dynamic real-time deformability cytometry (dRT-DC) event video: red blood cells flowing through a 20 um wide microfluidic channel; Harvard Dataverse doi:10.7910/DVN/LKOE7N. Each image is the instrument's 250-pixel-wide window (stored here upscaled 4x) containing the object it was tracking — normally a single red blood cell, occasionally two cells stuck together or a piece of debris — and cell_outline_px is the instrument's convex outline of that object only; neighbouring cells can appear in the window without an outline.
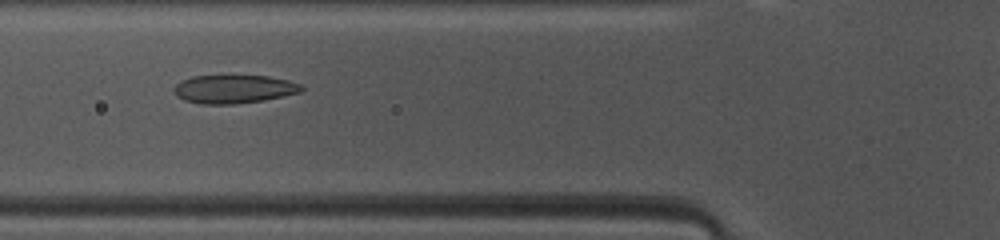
{"species": "common noctule bat (a hibernating species)", "species_latin": "Nyctalus noctula", "temperature_condition": "warm", "stored_images_in_passage": 46, "camera_frame_rate_fps": 3000, "um_per_image_px": 0.085, "animal": {"sex": "female", "body_mass_g": 10.0, "forearm_length_mm": 53.1}, "frame": {"image": 1, "passage_image": 15, "time_ms": 4.667, "image_size_px": [1000, 240], "cell_outline_px": [[304, 88], [300, 92], [264, 100], [232, 104], [200, 104], [184, 100], [176, 96], [172, 88], [176, 84], [192, 76], [268, 76], [288, 80], [300, 84]], "centroid_in_image_um": [19.85, 7.58], "position_along_channel_um": 105.9, "area_um2": 20.98}}
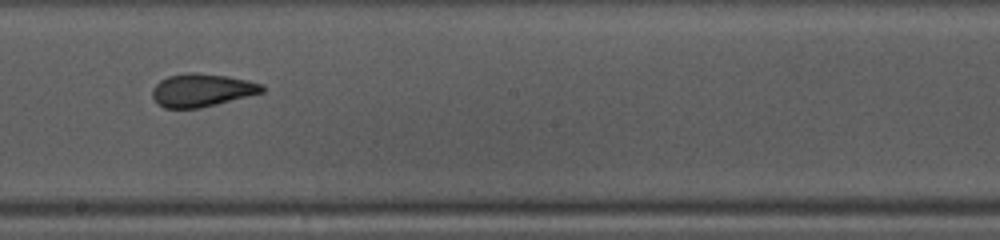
{"frame": {"image": 2, "passage_image": 24, "time_ms": 7.667, "image_size_px": [1000, 240], "cell_outline_px": [[264, 92], [200, 108], [164, 108], [156, 104], [152, 96], [152, 88], [160, 80], [168, 76], [188, 72], [196, 72], [228, 76], [248, 80], [264, 84]], "centroid_in_image_um": [17.14, 7.66], "position_along_channel_um": 231.1, "area_um2": 21.27}}
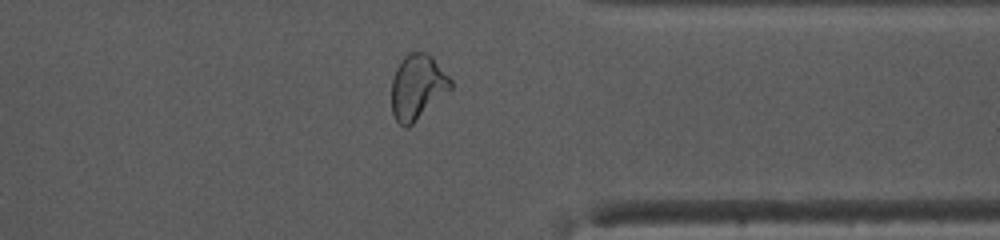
{"frame": {"image": 3, "passage_image": 35, "time_ms": 11.333, "image_size_px": [1000, 240], "cell_outline_px": [[452, 88], [408, 128], [404, 128], [396, 120], [392, 112], [392, 80], [396, 68], [400, 60], [408, 52], [428, 52], [432, 56], [452, 80]], "centroid_in_image_um": [35.48, 7.38], "position_along_channel_um": 375.9, "area_um2": 22.43}, "authors_computed_cell_mechanics": {"area_um2": 22.5131, "velocity_mm_per_s": 4.1598, "shape_relaxation_time_tau1_ms": 5.779, "shape_relaxation_time_tau2_ms": 1.3522, "deformation_change_tau1": 0.1653, "deformation_change_tau2": 0.0836}}